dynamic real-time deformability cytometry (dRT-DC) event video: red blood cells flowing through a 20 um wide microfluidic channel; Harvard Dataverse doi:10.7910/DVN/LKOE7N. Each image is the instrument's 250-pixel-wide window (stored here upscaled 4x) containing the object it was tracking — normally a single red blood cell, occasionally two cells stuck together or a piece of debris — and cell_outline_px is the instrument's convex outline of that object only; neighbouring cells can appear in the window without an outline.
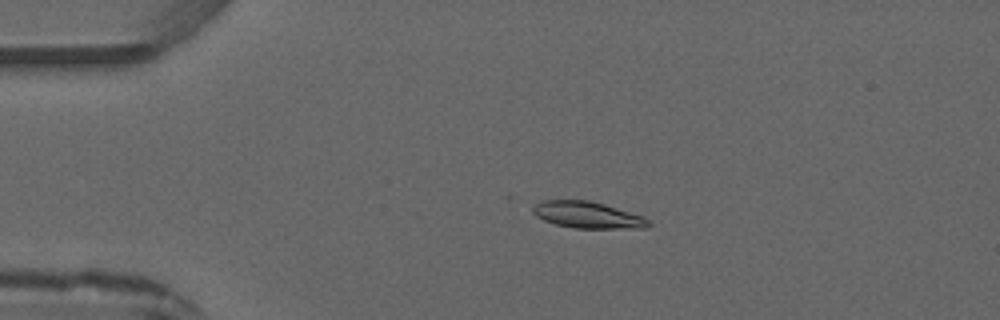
{"species": "common noctule bat (a hibernating species)", "species_latin": "Nyctalus noctula", "temperature_condition": "warm", "stored_images_in_passage": 2, "camera_frame_rate_fps": 3000, "um_per_image_px": 0.085, "animal": {"sex": "male", "forearm_length_mm": 52.5}, "frame": {"image": 1, "passage_image": 1, "time_ms": 0.0, "image_size_px": [1000, 320], "cell_outline_px": [[652, 224], [648, 228], [576, 228], [556, 224], [544, 220], [536, 216], [532, 212], [532, 208], [536, 204], [544, 200], [588, 200], [604, 204], [644, 216]], "centroid_in_image_um": [49.97, 18.27], "position_along_channel_um": 35.0, "area_um2": 17.86}}